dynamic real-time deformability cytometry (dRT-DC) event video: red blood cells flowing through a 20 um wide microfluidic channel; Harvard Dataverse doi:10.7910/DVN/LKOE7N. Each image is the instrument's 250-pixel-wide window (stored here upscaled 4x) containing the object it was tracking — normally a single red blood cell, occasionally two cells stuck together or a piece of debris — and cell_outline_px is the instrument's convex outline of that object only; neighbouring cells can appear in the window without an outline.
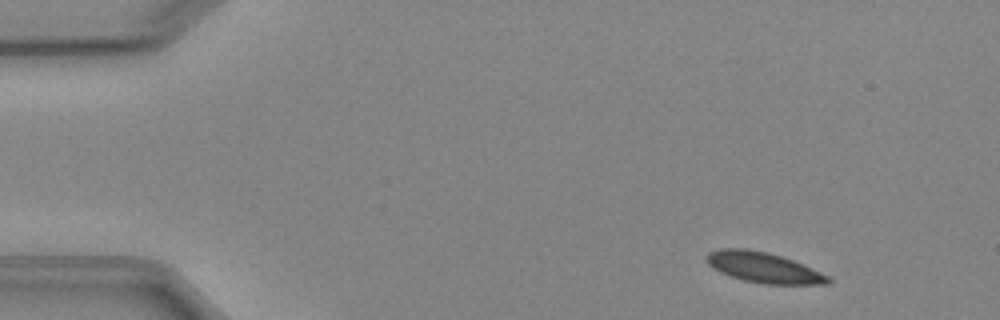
{"species": "Egyptian fruit bat (a non-hibernating species)", "species_latin": "Rousettus aegyptiacus", "temperature_condition": "cold", "stored_images_in_passage": 8, "camera_frame_rate_fps": 3000, "um_per_image_px": 0.085, "animal": {"sex": "female"}, "frame": {"image": 1, "passage_image": 1, "time_ms": 0.0, "image_size_px": [1000, 320], "cell_outline_px": [[832, 280], [828, 284], [764, 284], [744, 280], [720, 272], [712, 268], [708, 264], [704, 256], [708, 252], [720, 248], [744, 248], [768, 252], [792, 260], [812, 268], [828, 276]], "centroid_in_image_um": [64.86, 22.73], "position_along_channel_um": 20.1, "area_um2": 21.5}}
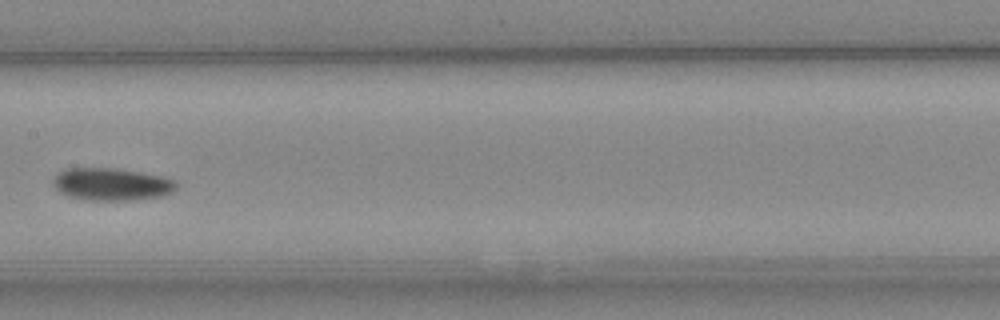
{"frame": {"image": 2, "passage_image": 7, "time_ms": 7.0, "image_size_px": [1000, 320], "cell_outline_px": [[176, 188], [172, 192], [164, 196], [136, 200], [92, 200], [68, 196], [60, 192], [52, 184], [52, 180], [56, 172], [68, 168], [116, 168], [140, 172], [160, 176], [176, 180]], "centroid_in_image_um": [9.47, 15.66], "position_along_channel_um": 197.9, "area_um2": 23.47}}
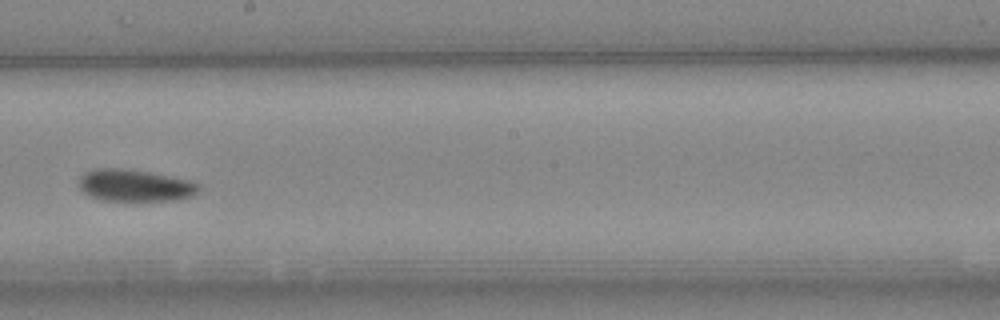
{"frame": {"image": 3, "passage_image": 8, "time_ms": 8.0, "image_size_px": [1000, 320], "cell_outline_px": [[200, 188], [192, 196], [176, 200], [100, 200], [88, 196], [80, 188], [80, 176], [84, 172], [96, 168], [124, 168], [148, 172], [192, 180], [200, 184]], "centroid_in_image_um": [11.47, 15.75], "position_along_channel_um": 236.7, "area_um2": 22.37}}